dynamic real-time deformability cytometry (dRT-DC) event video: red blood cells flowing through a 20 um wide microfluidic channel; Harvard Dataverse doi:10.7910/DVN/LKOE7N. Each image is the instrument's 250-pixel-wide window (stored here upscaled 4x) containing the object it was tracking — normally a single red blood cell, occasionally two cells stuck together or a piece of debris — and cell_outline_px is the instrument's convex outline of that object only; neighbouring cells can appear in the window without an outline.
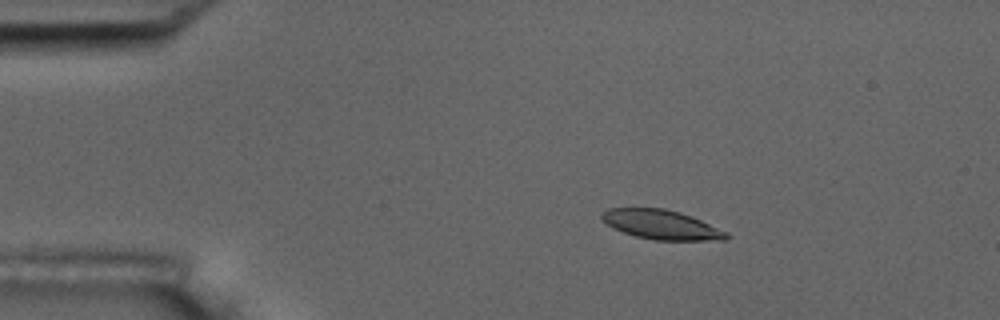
{"species": "common noctule bat (a hibernating species)", "species_latin": "Nyctalus noctula", "temperature_condition": "room temperature", "stored_images_in_passage": 4, "camera_frame_rate_fps": 3000, "um_per_image_px": 0.085, "animal": {"sex": "male", "body_mass_g": 17.5, "forearm_length_mm": 52.3}, "frame": {"image": 1, "passage_image": 2, "time_ms": 1.0, "image_size_px": [1000, 320], "cell_outline_px": [[728, 240], [656, 240], [636, 236], [624, 232], [600, 220], [600, 212], [608, 208], [664, 208], [680, 212], [692, 216], [728, 232]], "centroid_in_image_um": [56.21, 19.08], "position_along_channel_um": 28.8, "area_um2": 21.33}}
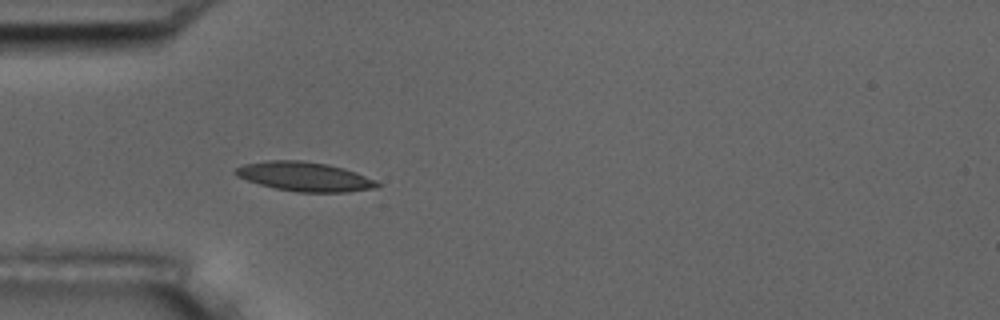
{"frame": {"image": 2, "passage_image": 4, "time_ms": 3.333, "image_size_px": [1000, 320], "cell_outline_px": [[380, 184], [376, 188], [348, 192], [296, 192], [276, 188], [260, 184], [236, 176], [232, 172], [236, 168], [244, 164], [268, 160], [300, 160], [328, 164], [344, 168], [356, 172], [376, 180]], "centroid_in_image_um": [25.9, 15.01], "position_along_channel_um": 59.1, "area_um2": 24.16}}